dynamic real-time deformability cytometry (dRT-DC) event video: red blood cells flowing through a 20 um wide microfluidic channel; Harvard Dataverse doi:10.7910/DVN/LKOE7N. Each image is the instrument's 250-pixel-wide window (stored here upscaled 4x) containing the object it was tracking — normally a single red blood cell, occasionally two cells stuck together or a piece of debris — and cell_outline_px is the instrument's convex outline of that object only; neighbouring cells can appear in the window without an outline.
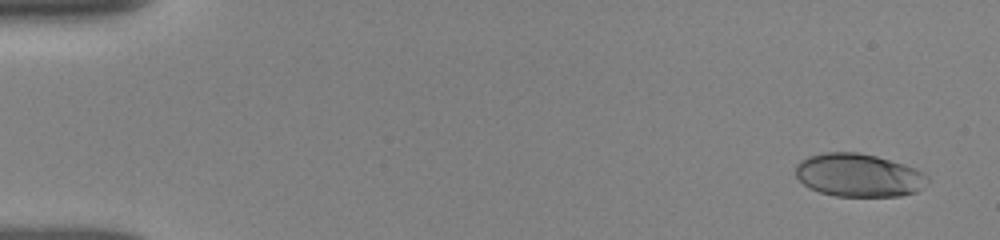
{"species": "human", "species_latin": "Homo sapiens", "temperature_condition": "room temperature", "stored_images_in_passage": 4, "camera_frame_rate_fps": 3000, "um_per_image_px": 0.085, "donor": {"sex": "female"}, "frame": {"image": 1, "passage_image": 3, "time_ms": 0.667, "image_size_px": [1000, 240], "cell_outline_px": [[928, 180], [924, 188], [916, 192], [900, 196], [836, 196], [820, 192], [808, 188], [796, 176], [796, 164], [800, 160], [808, 156], [824, 152], [856, 152], [876, 156], [904, 164], [916, 168], [924, 172], [928, 176]], "centroid_in_image_um": [73.0, 14.89], "position_along_channel_um": 12.0, "area_um2": 33.41}}